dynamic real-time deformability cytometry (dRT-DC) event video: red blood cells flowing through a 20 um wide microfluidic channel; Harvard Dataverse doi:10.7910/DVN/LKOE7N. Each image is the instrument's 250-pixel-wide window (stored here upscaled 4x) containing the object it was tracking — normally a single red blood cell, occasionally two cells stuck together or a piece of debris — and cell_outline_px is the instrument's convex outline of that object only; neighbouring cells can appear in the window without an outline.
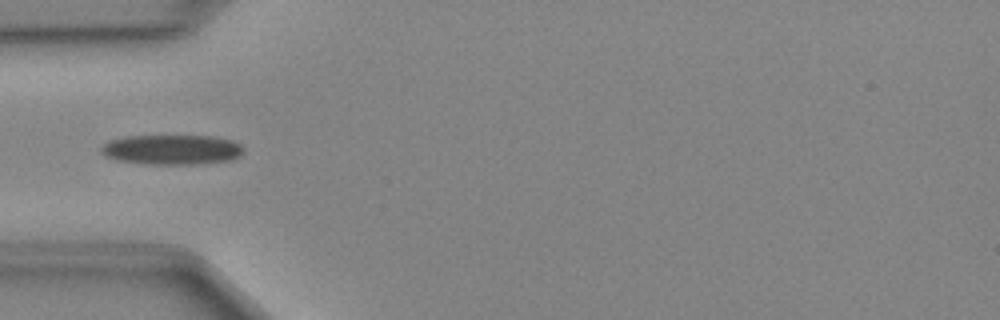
{"species": "Egyptian fruit bat (a non-hibernating species)", "species_latin": "Rousettus aegyptiacus", "temperature_condition": "cold", "stored_images_in_passage": 35, "camera_frame_rate_fps": 3000, "um_per_image_px": 0.085, "animal": {"sex": "female"}, "frame": {"image": 1, "passage_image": 2, "time_ms": 0.333, "image_size_px": [1000, 320], "cell_outline_px": [[244, 152], [240, 156], [232, 160], [196, 164], [152, 164], [116, 160], [100, 152], [100, 148], [108, 140], [124, 136], [212, 136], [232, 140], [240, 144], [244, 148]], "centroid_in_image_um": [14.63, 12.71], "position_along_channel_um": 70.4, "area_um2": 24.91}}
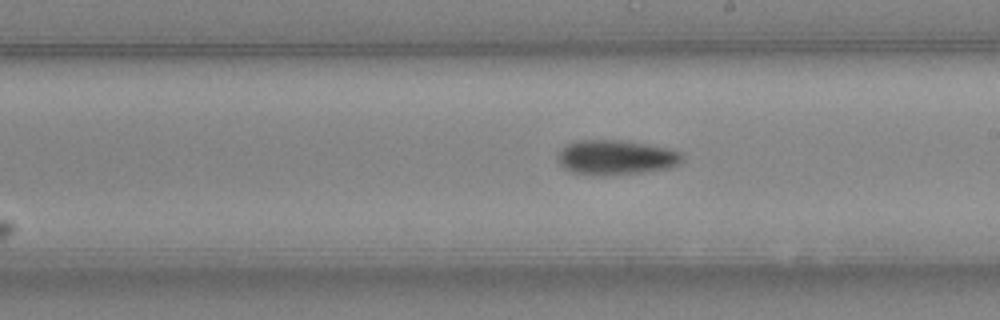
{"frame": {"image": 2, "passage_image": 14, "time_ms": 4.333, "image_size_px": [1000, 320], "cell_outline_px": [[684, 160], [680, 164], [668, 168], [640, 172], [572, 172], [564, 168], [556, 160], [556, 156], [560, 148], [564, 144], [576, 140], [620, 140], [668, 148], [680, 152], [684, 156]], "centroid_in_image_um": [52.34, 13.32], "position_along_channel_um": 236.7, "area_um2": 24.45}}
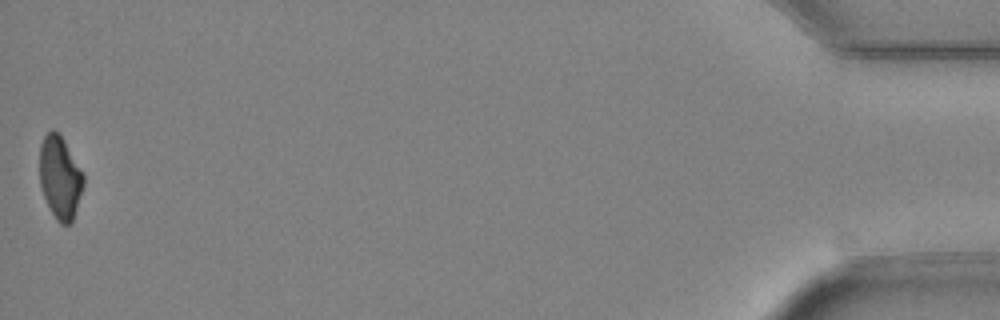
{"frame": {"image": 3, "passage_image": 35, "time_ms": 11.333, "image_size_px": [1000, 320], "cell_outline_px": [[84, 184], [72, 220], [68, 224], [60, 224], [56, 220], [44, 196], [40, 184], [40, 144], [44, 136], [52, 128], [60, 132], [84, 172]], "centroid_in_image_um": [5.11, 15.01], "position_along_channel_um": 430.1, "area_um2": 21.27}}